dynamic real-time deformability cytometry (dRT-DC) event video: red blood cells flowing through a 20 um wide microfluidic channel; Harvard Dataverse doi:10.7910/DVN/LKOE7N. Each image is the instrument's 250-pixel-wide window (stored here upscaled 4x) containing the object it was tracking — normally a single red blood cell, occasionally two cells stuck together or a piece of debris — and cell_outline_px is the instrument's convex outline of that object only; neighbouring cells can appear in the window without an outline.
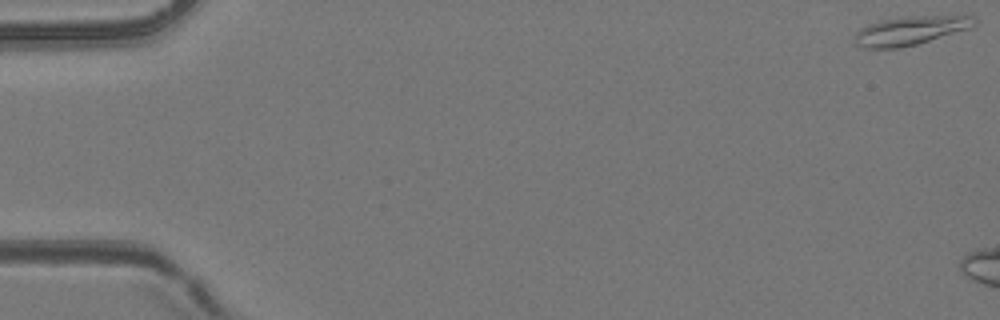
{"species": "common noctule bat (a hibernating species)", "species_latin": "Nyctalus noctula", "temperature_condition": "room temperature", "stored_images_in_passage": 6, "camera_frame_rate_fps": 3000, "um_per_image_px": 0.085, "animal": {"sex": "female", "body_mass_g": 24.6, "forearm_length_mm": 56.2}, "frame": {"image": 1, "passage_image": 1, "time_ms": 0.0, "image_size_px": [1000, 320], "cell_outline_px": [[976, 20], [972, 28], [916, 44], [900, 48], [864, 48], [856, 44], [852, 40], [852, 36], [860, 28], [868, 24], [880, 20], [904, 16], [972, 16]], "centroid_in_image_um": [77.31, 2.6], "position_along_channel_um": 7.7, "area_um2": 20.17}}